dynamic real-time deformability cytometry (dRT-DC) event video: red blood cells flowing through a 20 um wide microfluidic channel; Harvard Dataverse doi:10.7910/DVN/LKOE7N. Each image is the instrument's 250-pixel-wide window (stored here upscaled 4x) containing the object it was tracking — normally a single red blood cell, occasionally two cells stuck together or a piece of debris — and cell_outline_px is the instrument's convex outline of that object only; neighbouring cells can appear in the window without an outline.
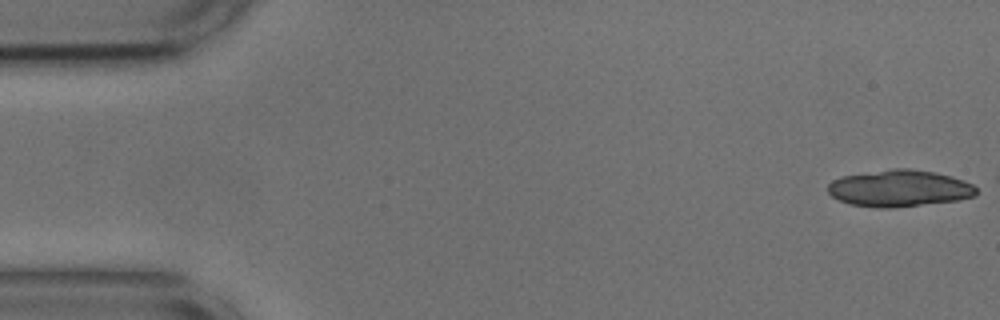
{"species": "common noctule bat (a hibernating species)", "species_latin": "Nyctalus noctula", "temperature_condition": "cold", "stored_images_in_passage": 5, "segment_of_instrument_passage": [1, 2], "camera_frame_rate_fps": 3000, "um_per_image_px": 0.085, "animal": {"sex": "male", "body_mass_g": 17.9, "forearm_length_mm": 54.2}, "frame": {"image": 1, "passage_image": 1, "time_ms": 0.0, "image_size_px": [1000, 320], "cell_outline_px": [[976, 196], [960, 200], [892, 208], [876, 208], [848, 204], [832, 196], [828, 192], [828, 184], [832, 180], [840, 176], [892, 168], [908, 168], [936, 172], [952, 176], [964, 180], [972, 184], [976, 188]], "centroid_in_image_um": [76.44, 16.01], "position_along_channel_um": 8.6, "area_um2": 32.14}}